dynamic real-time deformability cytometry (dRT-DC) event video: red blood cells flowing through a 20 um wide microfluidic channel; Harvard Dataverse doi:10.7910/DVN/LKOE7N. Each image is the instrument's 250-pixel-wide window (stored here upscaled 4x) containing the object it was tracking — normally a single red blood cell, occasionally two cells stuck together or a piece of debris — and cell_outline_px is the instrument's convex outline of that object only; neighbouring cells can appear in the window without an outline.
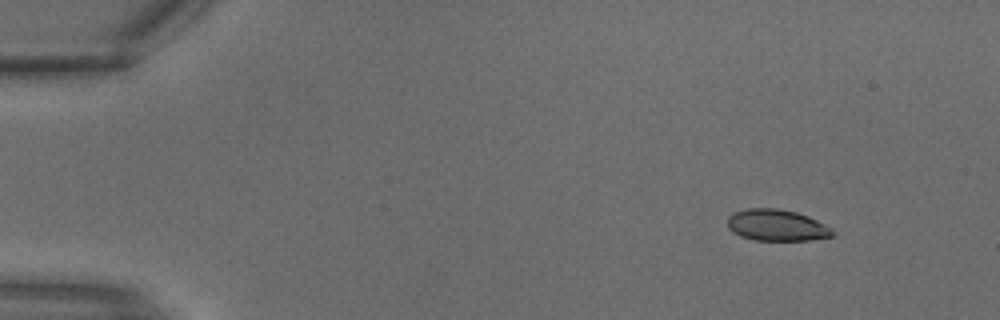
{"species": "common noctule bat (a hibernating species)", "species_latin": "Nyctalus noctula", "temperature_condition": "warm", "stored_images_in_passage": 9, "camera_frame_rate_fps": 3000, "um_per_image_px": 0.085, "animal": {"sex": "male", "body_mass_g": 18.8}, "frame": {"image": 1, "passage_image": 1, "time_ms": 0.0, "image_size_px": [1000, 320], "cell_outline_px": [[836, 236], [808, 240], [756, 240], [740, 236], [732, 232], [728, 228], [728, 216], [736, 212], [748, 208], [776, 208], [796, 212], [808, 216], [832, 228], [836, 232]], "centroid_in_image_um": [66.05, 19.15], "position_along_channel_um": 19.0, "area_um2": 19.31}}